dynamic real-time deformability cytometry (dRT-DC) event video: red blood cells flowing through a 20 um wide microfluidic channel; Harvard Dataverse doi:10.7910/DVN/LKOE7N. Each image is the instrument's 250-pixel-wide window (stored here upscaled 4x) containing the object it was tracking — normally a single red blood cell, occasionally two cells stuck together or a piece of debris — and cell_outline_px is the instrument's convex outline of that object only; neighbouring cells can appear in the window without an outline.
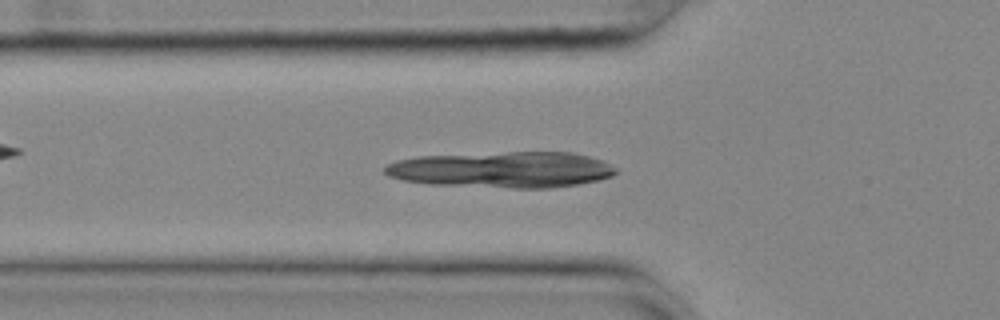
{"species": "common noctule bat (a hibernating species)", "species_latin": "Nyctalus noctula", "temperature_condition": "cold", "stored_images_in_passage": 55, "camera_frame_rate_fps": 3000, "um_per_image_px": 0.085, "animal": {"sex": "female", "body_mass_g": 25.1}, "frame": {"image": 1, "passage_image": 18, "time_ms": 5.667, "image_size_px": [1000, 320], "cell_outline_px": [[616, 172], [612, 176], [580, 184], [552, 188], [512, 188], [428, 184], [404, 180], [388, 176], [384, 172], [384, 168], [388, 164], [396, 160], [420, 156], [508, 152], [572, 152], [588, 156], [600, 160], [616, 168]], "centroid_in_image_um": [42.68, 14.42], "position_along_channel_um": 83.1, "area_um2": 48.44}}
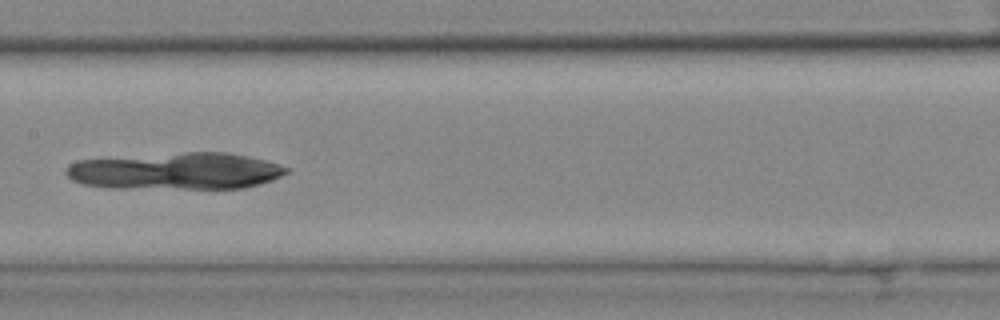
{"frame": {"image": 2, "passage_image": 27, "time_ms": 8.667, "image_size_px": [1000, 320], "cell_outline_px": [[288, 172], [272, 180], [260, 184], [244, 188], [108, 188], [84, 184], [72, 180], [64, 172], [68, 164], [76, 160], [184, 152], [228, 152], [248, 156], [280, 164], [288, 168]], "centroid_in_image_um": [14.93, 14.54], "position_along_channel_um": 192.5, "area_um2": 47.45}}
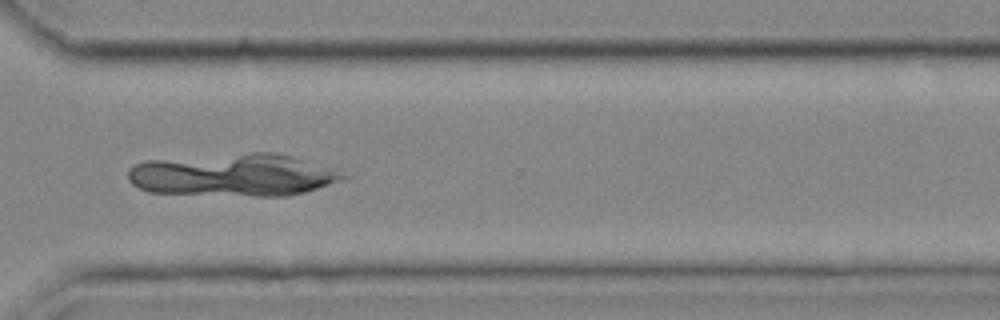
{"frame": {"image": 3, "passage_image": 40, "time_ms": 13.0, "image_size_px": [1000, 320], "cell_outline_px": [[352, 176], [304, 192], [288, 196], [256, 196], [148, 192], [132, 184], [128, 180], [128, 168], [132, 164], [144, 160], [252, 152], [276, 152], [292, 156]], "centroid_in_image_um": [19.75, 14.87], "position_along_channel_um": 350.9, "area_um2": 53.23}}